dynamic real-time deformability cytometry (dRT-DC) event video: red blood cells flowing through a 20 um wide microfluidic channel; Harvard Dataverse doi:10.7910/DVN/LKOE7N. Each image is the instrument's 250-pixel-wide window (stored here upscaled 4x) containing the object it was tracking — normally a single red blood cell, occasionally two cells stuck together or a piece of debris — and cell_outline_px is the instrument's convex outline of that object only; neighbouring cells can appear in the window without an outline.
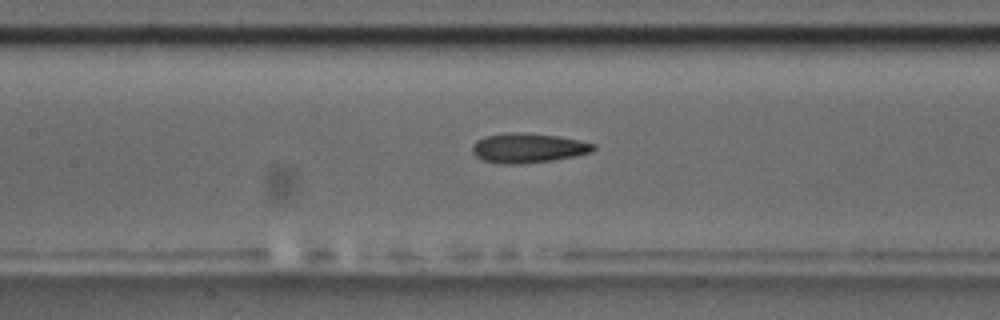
{"species": "common noctule bat (a hibernating species)", "species_latin": "Nyctalus noctula", "temperature_condition": "room temperature", "stored_images_in_passage": 34, "camera_frame_rate_fps": 3000, "um_per_image_px": 0.085, "animal": {"sex": "male", "body_mass_g": 17.5, "forearm_length_mm": 52.3}, "frame": {"image": 1, "passage_image": 8, "time_ms": 2.333, "image_size_px": [1000, 320], "cell_outline_px": [[596, 148], [592, 152], [576, 156], [552, 160], [520, 164], [508, 164], [484, 160], [476, 156], [472, 152], [472, 144], [476, 140], [484, 136], [504, 132], [524, 132], [556, 136], [580, 140], [596, 144]], "centroid_in_image_um": [44.89, 12.56], "position_along_channel_um": 162.5, "area_um2": 21.04}}
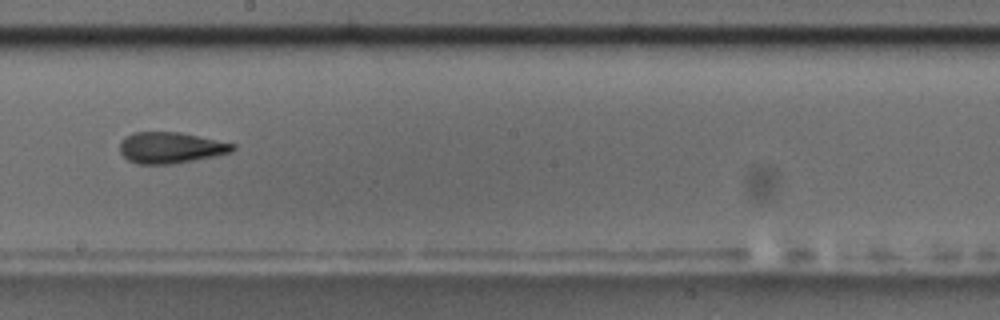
{"frame": {"image": 2, "passage_image": 14, "time_ms": 4.333, "image_size_px": [1000, 320], "cell_outline_px": [[236, 148], [232, 152], [216, 156], [176, 164], [136, 164], [128, 160], [120, 152], [120, 140], [124, 136], [132, 132], [180, 132], [236, 144]], "centroid_in_image_um": [14.5, 12.56], "position_along_channel_um": 233.7, "area_um2": 20.81}}
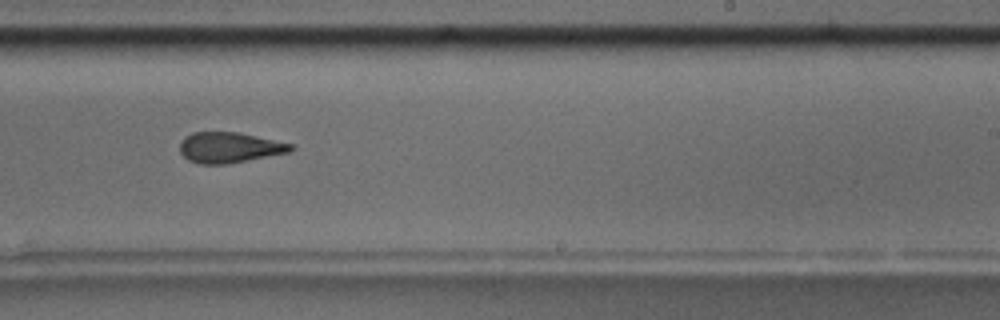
{"frame": {"image": 3, "passage_image": 17, "time_ms": 5.333, "image_size_px": [1000, 320], "cell_outline_px": [[296, 148], [288, 152], [228, 164], [200, 164], [188, 160], [180, 152], [180, 140], [184, 136], [192, 132], [236, 132], [292, 144]], "centroid_in_image_um": [19.45, 12.54], "position_along_channel_um": 269.6, "area_um2": 19.65}}